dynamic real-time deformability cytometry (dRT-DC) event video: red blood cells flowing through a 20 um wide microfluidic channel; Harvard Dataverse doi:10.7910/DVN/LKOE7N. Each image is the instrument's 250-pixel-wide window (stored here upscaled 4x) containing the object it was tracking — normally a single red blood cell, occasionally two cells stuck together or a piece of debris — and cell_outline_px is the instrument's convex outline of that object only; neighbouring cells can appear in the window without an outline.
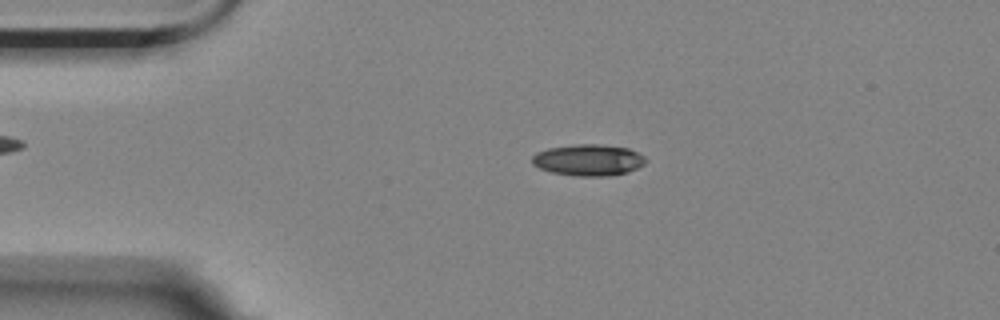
{"species": "Egyptian fruit bat (a non-hibernating species)", "species_latin": "Rousettus aegyptiacus", "temperature_condition": "room temperature", "stored_images_in_passage": 57, "camera_frame_rate_fps": 3000, "um_per_image_px": 0.085, "animal": {"sex": "female"}, "frame": {"image": 1, "passage_image": 11, "time_ms": 3.333, "image_size_px": [1000, 320], "cell_outline_px": [[644, 164], [628, 172], [608, 176], [576, 176], [552, 172], [540, 168], [532, 164], [532, 156], [536, 152], [548, 148], [580, 144], [600, 144], [628, 148], [644, 156]], "centroid_in_image_um": [49.99, 13.6], "position_along_channel_um": 35.0, "area_um2": 20.63}}
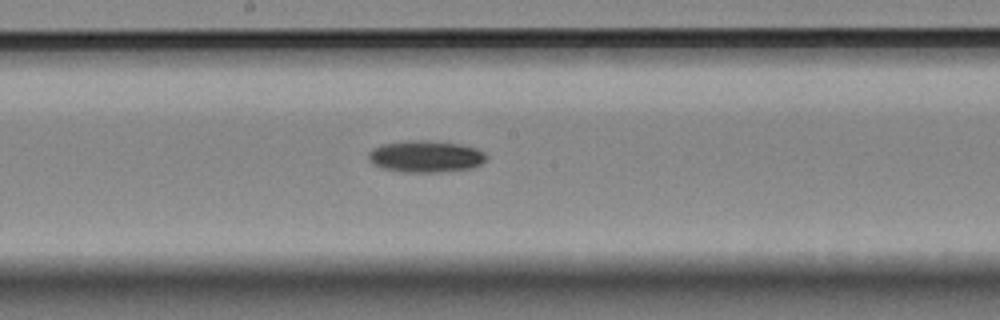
{"frame": {"image": 2, "passage_image": 29, "time_ms": 9.333, "image_size_px": [1000, 320], "cell_outline_px": [[488, 156], [480, 164], [472, 168], [440, 172], [404, 172], [384, 168], [372, 164], [368, 160], [368, 152], [372, 148], [380, 144], [408, 140], [428, 140], [460, 144], [476, 148], [484, 152]], "centroid_in_image_um": [36.15, 13.29], "position_along_channel_um": 212.0, "area_um2": 21.96}}
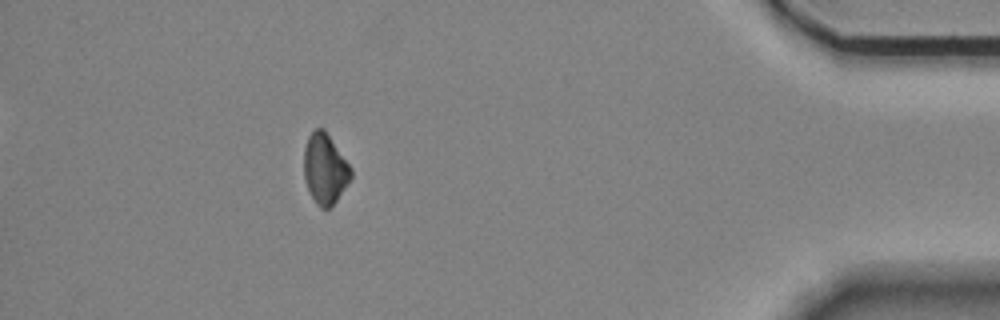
{"frame": {"image": 3, "passage_image": 50, "time_ms": 16.333, "image_size_px": [1000, 320], "cell_outline_px": [[352, 176], [336, 200], [328, 208], [320, 208], [316, 204], [308, 188], [304, 176], [304, 148], [308, 136], [316, 128], [324, 128], [352, 168]], "centroid_in_image_um": [27.62, 14.32], "position_along_channel_um": 407.6, "area_um2": 19.02}, "authors_computed_cell_mechanics": {"area_um2": 20.0566, "velocity_mm_per_s": 3.522, "shape_relaxation_time_tau1_ms": 2.1554, "shape_relaxation_time_tau2_ms": null, "deformation_change_tau1": 0.1008, "deformation_change_tau2": null}}